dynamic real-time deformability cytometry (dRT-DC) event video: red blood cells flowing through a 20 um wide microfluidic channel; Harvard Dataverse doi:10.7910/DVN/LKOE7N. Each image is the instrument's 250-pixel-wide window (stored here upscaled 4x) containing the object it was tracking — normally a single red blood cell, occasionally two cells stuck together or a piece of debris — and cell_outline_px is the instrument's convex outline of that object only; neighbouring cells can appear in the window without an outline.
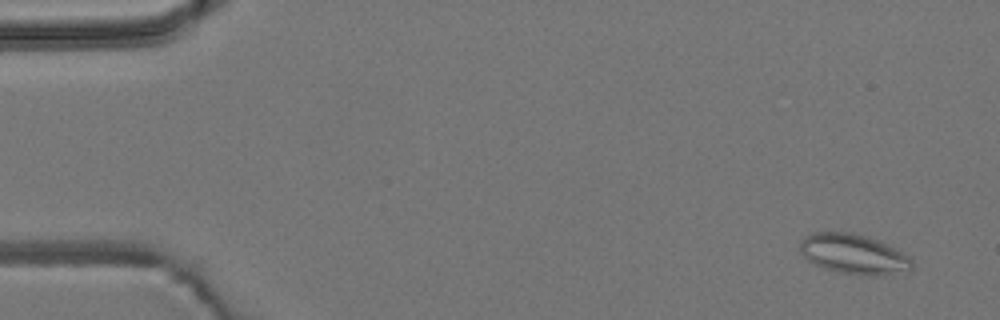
{"species": "common noctule bat (a hibernating species)", "species_latin": "Nyctalus noctula", "temperature_condition": "room temperature", "stored_images_in_passage": 5, "camera_frame_rate_fps": 3000, "um_per_image_px": 0.085, "animal": {"sex": "male", "body_mass_g": 19.2, "forearm_length_mm": 51.8}, "frame": {"image": 1, "passage_image": 1, "time_ms": 0.0, "image_size_px": [1000, 320], "cell_outline_px": [[912, 268], [876, 276], [864, 276], [836, 272], [824, 268], [808, 260], [800, 252], [800, 240], [812, 232], [852, 232], [880, 240], [896, 248], [908, 256], [912, 260]], "centroid_in_image_um": [72.53, 21.58], "position_along_channel_um": 12.5, "area_um2": 26.07}}
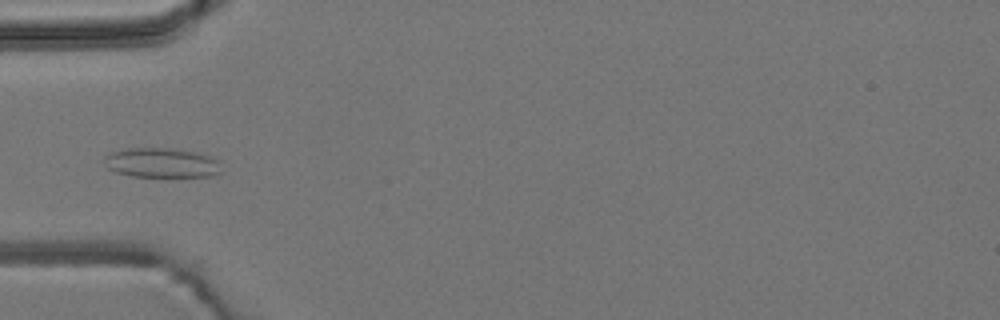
{"frame": {"image": 2, "passage_image": 5, "time_ms": 4.667, "image_size_px": [1000, 320], "cell_outline_px": [[220, 172], [212, 176], [164, 180], [132, 176], [116, 172], [108, 168], [104, 160], [104, 156], [108, 152], [128, 148], [172, 148], [192, 152], [208, 156], [216, 160]], "centroid_in_image_um": [13.69, 13.9], "position_along_channel_um": 71.3, "area_um2": 21.04}}